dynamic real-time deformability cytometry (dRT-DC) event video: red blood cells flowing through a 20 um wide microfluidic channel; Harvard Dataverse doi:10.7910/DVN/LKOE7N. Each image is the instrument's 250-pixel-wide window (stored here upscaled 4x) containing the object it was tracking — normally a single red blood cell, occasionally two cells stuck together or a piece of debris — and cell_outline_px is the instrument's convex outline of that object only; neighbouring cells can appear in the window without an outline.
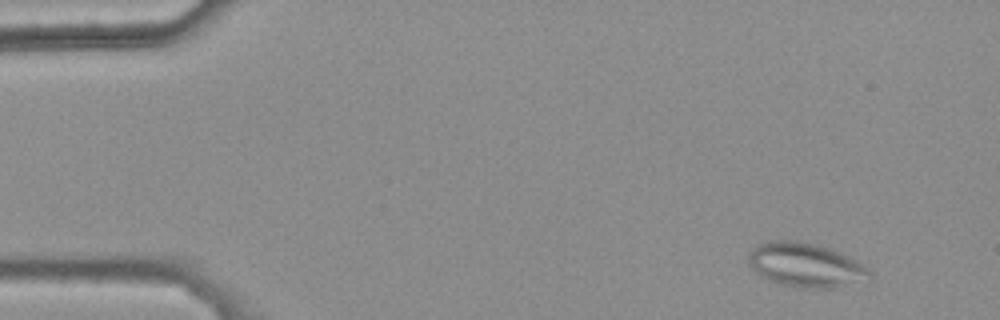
{"species": "common noctule bat (a hibernating species)", "species_latin": "Nyctalus noctula", "temperature_condition": "warm", "stored_images_in_passage": 15, "camera_frame_rate_fps": 3000, "um_per_image_px": 0.085, "animal": {"sex": "female", "body_mass_g": 25.1}, "frame": {"image": 1, "passage_image": 3, "time_ms": 0.667, "image_size_px": [1000, 320], "cell_outline_px": [[872, 276], [840, 288], [796, 288], [780, 284], [768, 280], [756, 272], [748, 264], [748, 256], [752, 248], [764, 240], [800, 240], [832, 248], [856, 260], [868, 268]], "centroid_in_image_um": [68.45, 22.51], "position_along_channel_um": 16.6, "area_um2": 31.62}}